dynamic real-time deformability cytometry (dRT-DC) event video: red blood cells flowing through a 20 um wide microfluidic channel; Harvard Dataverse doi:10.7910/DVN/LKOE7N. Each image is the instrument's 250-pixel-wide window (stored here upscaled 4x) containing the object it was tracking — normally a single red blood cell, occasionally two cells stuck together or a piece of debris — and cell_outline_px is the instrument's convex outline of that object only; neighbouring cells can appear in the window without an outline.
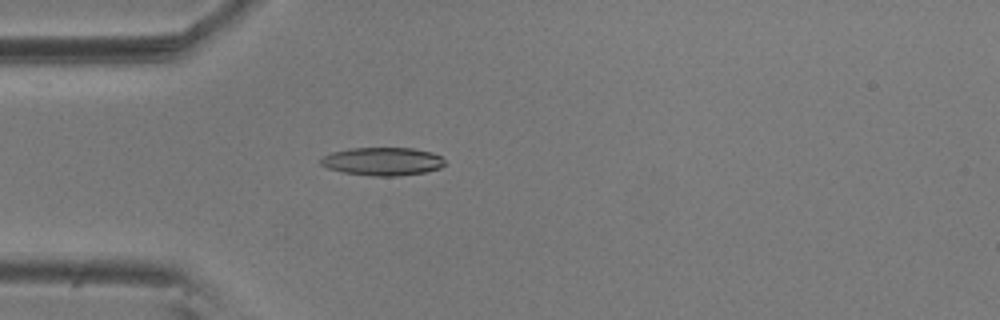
{"species": "common noctule bat (a hibernating species)", "species_latin": "Nyctalus noctula", "temperature_condition": "room temperature", "stored_images_in_passage": 53, "camera_frame_rate_fps": 3000, "um_per_image_px": 0.085, "animal": {"sex": "male", "body_mass_g": 20.5, "forearm_length_mm": 52.5}, "frame": {"image": 1, "passage_image": 13, "time_ms": 4.0, "image_size_px": [1000, 320], "cell_outline_px": [[444, 164], [440, 168], [424, 172], [400, 176], [372, 176], [344, 172], [328, 168], [320, 164], [320, 160], [324, 156], [332, 152], [348, 148], [412, 148], [432, 152], [440, 156], [444, 160]], "centroid_in_image_um": [32.52, 13.72], "position_along_channel_um": 52.5, "area_um2": 20.29}}
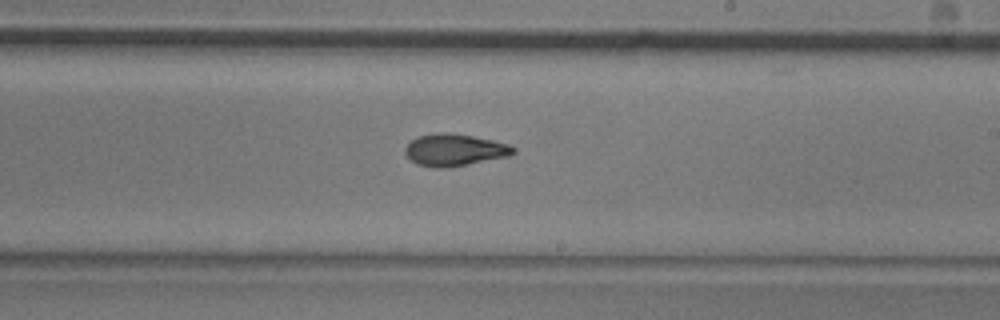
{"frame": {"image": 2, "passage_image": 30, "time_ms": 9.667, "image_size_px": [1000, 320], "cell_outline_px": [[516, 152], [508, 156], [468, 164], [444, 168], [436, 168], [416, 164], [404, 152], [404, 148], [416, 136], [436, 132], [448, 132], [472, 136], [492, 140], [508, 144], [516, 148]], "centroid_in_image_um": [38.62, 12.73], "position_along_channel_um": 250.4, "area_um2": 20.17}}
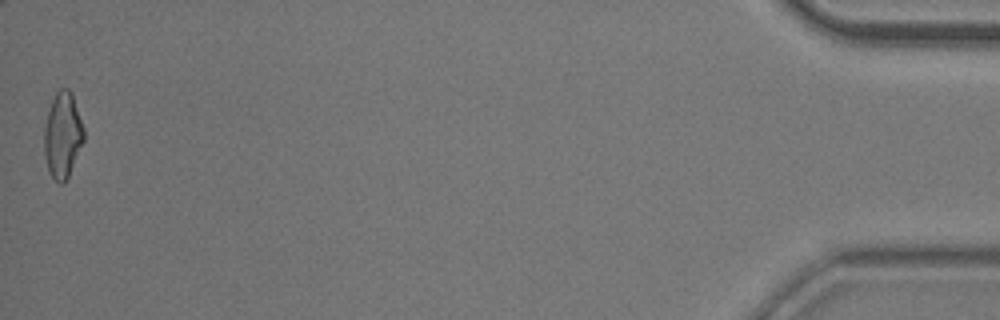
{"frame": {"image": 3, "passage_image": 53, "time_ms": 17.333, "image_size_px": [1000, 320], "cell_outline_px": [[84, 140], [68, 176], [64, 184], [60, 184], [52, 176], [48, 168], [44, 156], [44, 128], [48, 112], [52, 100], [56, 92], [60, 88], [68, 88], [72, 92], [84, 128]], "centroid_in_image_um": [5.33, 11.47], "position_along_channel_um": 429.9, "area_um2": 19.71}, "authors_computed_cell_mechanics": {"area_um2": 19.7098, "velocity_mm_per_s": 3.607, "shape_relaxation_time_tau1_ms": 8.518, "shape_relaxation_time_tau2_ms": 2.297, "deformation_change_tau1": 0.2135, "deformation_change_tau2": 0.0868}}